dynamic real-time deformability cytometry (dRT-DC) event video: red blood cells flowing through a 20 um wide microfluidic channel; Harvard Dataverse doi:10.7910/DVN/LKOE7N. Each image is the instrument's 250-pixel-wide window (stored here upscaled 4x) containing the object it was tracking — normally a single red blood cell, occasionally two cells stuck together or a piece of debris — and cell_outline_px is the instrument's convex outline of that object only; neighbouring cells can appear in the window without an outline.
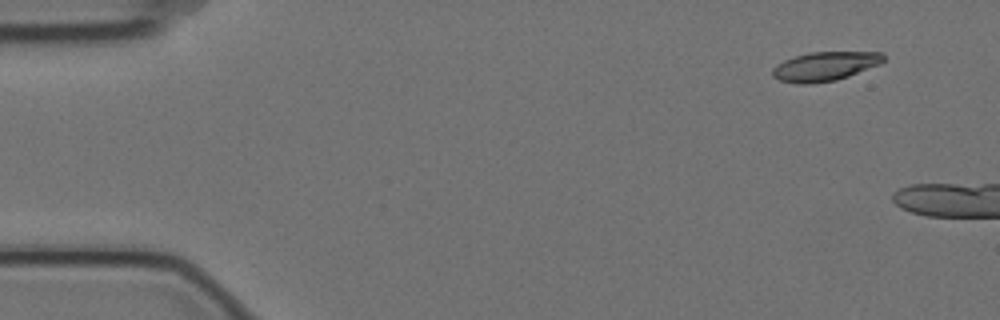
{"species": "Egyptian fruit bat (a non-hibernating species)", "species_latin": "Rousettus aegyptiacus", "temperature_condition": "cold", "stored_images_in_passage": 2, "camera_frame_rate_fps": 3000, "um_per_image_px": 0.085, "animal": {"sex": "female"}, "frame": {"image": 1, "passage_image": 1, "time_ms": 0.0, "image_size_px": [1000, 320], "cell_outline_px": [[884, 60], [880, 64], [848, 76], [836, 80], [812, 84], [800, 84], [780, 80], [772, 76], [772, 68], [776, 64], [784, 60], [796, 56], [812, 52], [884, 52]], "centroid_in_image_um": [70.11, 5.64], "position_along_channel_um": 14.9, "area_um2": 18.79}}